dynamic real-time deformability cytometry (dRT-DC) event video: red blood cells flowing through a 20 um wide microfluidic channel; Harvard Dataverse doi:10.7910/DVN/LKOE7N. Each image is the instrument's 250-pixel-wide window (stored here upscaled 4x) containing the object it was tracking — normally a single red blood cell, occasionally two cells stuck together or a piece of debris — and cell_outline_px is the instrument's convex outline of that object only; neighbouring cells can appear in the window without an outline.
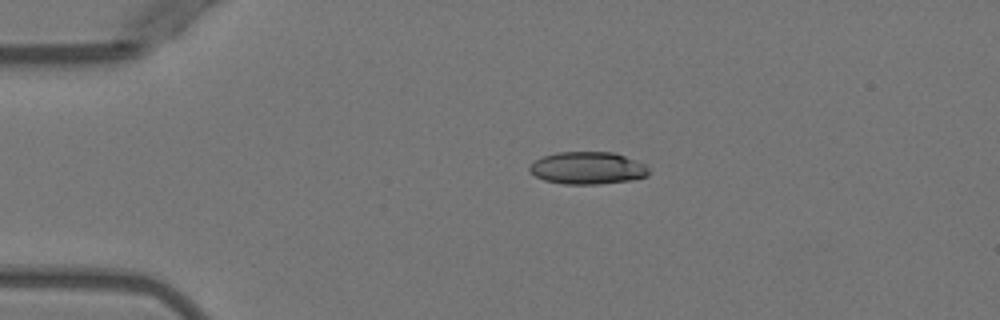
{"species": "Egyptian fruit bat (a non-hibernating species)", "species_latin": "Rousettus aegyptiacus", "temperature_condition": "warm", "stored_images_in_passage": 2, "camera_frame_rate_fps": 3000, "um_per_image_px": 0.085, "animal": {"sex": "female"}, "frame": {"image": 1, "passage_image": 1, "time_ms": 0.0, "image_size_px": [1000, 320], "cell_outline_px": [[648, 176], [632, 180], [600, 184], [564, 184], [544, 180], [536, 176], [528, 168], [536, 160], [544, 156], [556, 152], [616, 152], [636, 160], [644, 164], [648, 168]], "centroid_in_image_um": [49.98, 14.28], "position_along_channel_um": 35.0, "area_um2": 22.48}}